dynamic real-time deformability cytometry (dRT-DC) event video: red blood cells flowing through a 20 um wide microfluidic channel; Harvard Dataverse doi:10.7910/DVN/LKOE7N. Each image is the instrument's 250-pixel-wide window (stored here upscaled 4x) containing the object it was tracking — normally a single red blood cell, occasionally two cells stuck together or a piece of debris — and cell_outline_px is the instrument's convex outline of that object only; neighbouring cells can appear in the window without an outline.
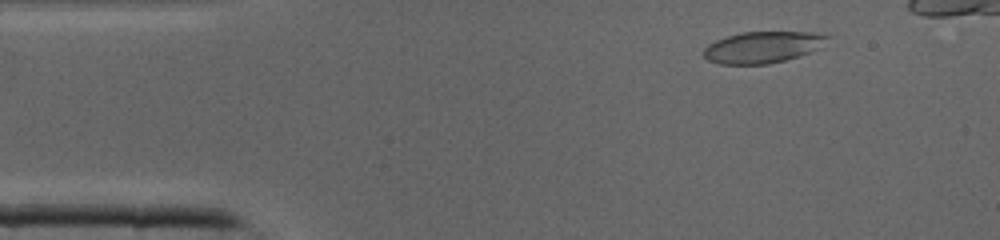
{"species": "common noctule bat (a hibernating species)", "species_latin": "Nyctalus noctula", "temperature_condition": "cold", "stored_images_in_passage": 36, "camera_frame_rate_fps": 3000, "um_per_image_px": 0.085, "animal": {"sex": "male", "body_mass_g": 19.0, "forearm_length_mm": 50.8}, "frame": {"image": 1, "passage_image": 5, "time_ms": 1.333, "image_size_px": [1000, 240], "cell_outline_px": [[832, 36], [816, 48], [808, 52], [784, 60], [768, 64], [720, 64], [708, 60], [704, 56], [704, 48], [708, 44], [716, 40], [740, 32], [816, 32]], "centroid_in_image_um": [64.79, 4.0], "position_along_channel_um": 20.2, "area_um2": 22.37}}
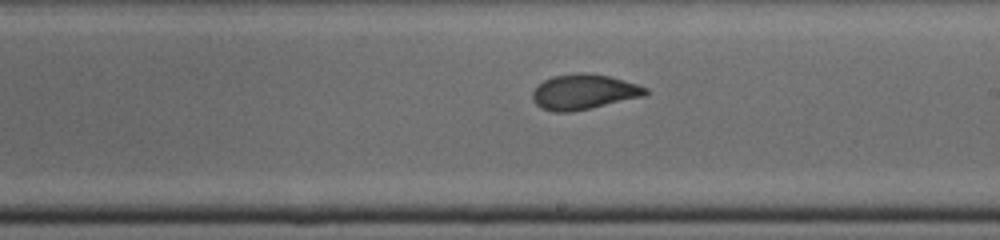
{"frame": {"image": 2, "passage_image": 23, "time_ms": 7.333, "image_size_px": [1000, 240], "cell_outline_px": [[648, 92], [644, 96], [572, 112], [552, 112], [540, 108], [532, 100], [532, 92], [544, 80], [552, 76], [580, 72], [588, 72], [608, 76], [624, 80], [648, 88]], "centroid_in_image_um": [49.6, 7.81], "position_along_channel_um": 239.4, "area_um2": 23.18}}
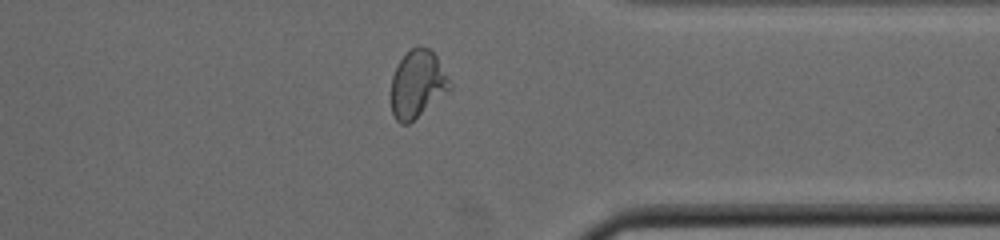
{"frame": {"image": 3, "passage_image": 32, "time_ms": 10.333, "image_size_px": [1000, 240], "cell_outline_px": [[452, 88], [408, 124], [400, 124], [396, 120], [392, 112], [392, 76], [400, 60], [412, 48], [428, 48], [436, 56], [452, 84]], "centroid_in_image_um": [35.48, 7.17], "position_along_channel_um": 375.9, "area_um2": 22.48}}